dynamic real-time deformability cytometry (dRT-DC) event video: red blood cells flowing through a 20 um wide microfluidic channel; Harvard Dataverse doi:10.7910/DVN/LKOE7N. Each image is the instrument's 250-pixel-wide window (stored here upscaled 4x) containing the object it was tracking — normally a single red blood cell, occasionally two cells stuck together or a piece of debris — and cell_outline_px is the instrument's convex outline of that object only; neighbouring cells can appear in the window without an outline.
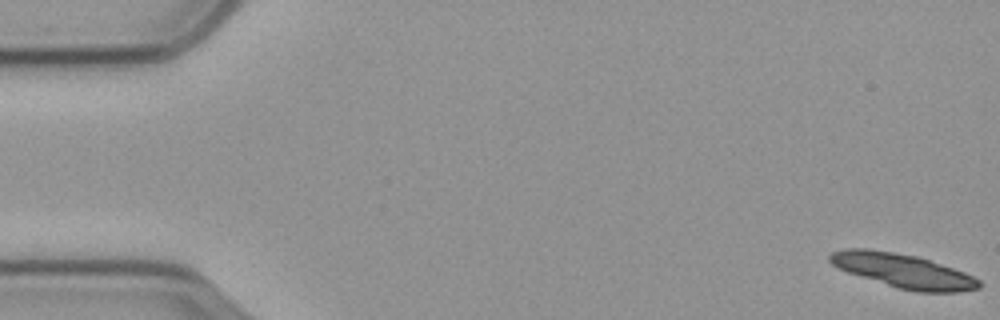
{"species": "common noctule bat (a hibernating species)", "species_latin": "Nyctalus noctula", "temperature_condition": "cold", "stored_images_in_passage": 29, "camera_frame_rate_fps": 3000, "um_per_image_px": 0.085, "animal": {"sex": "male", "body_mass_g": 23.1, "forearm_length_mm": 52.7}, "frame": {"image": 1, "passage_image": 1, "time_ms": 0.0, "image_size_px": [1000, 320], "cell_outline_px": [[980, 288], [960, 292], [916, 292], [896, 288], [848, 272], [832, 264], [828, 260], [828, 256], [832, 252], [844, 248], [868, 248], [916, 256], [964, 272], [980, 280]], "centroid_in_image_um": [76.74, 23.02], "position_along_channel_um": 8.3, "area_um2": 29.42}}
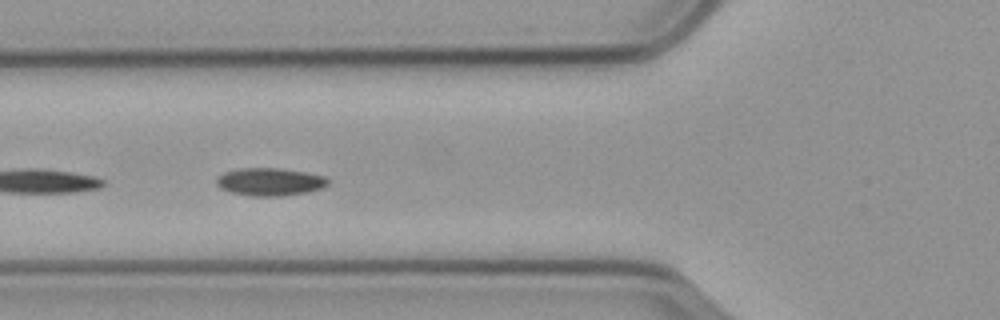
{"frame": {"image": 2, "passage_image": 22, "time_ms": 7.0, "image_size_px": [1000, 320], "cell_outline_px": [[328, 184], [324, 188], [308, 192], [280, 196], [252, 196], [232, 192], [220, 188], [216, 184], [216, 180], [224, 172], [240, 168], [276, 168], [304, 172], [324, 176], [328, 180]], "centroid_in_image_um": [22.95, 15.46], "position_along_channel_um": 102.9, "area_um2": 17.92}}